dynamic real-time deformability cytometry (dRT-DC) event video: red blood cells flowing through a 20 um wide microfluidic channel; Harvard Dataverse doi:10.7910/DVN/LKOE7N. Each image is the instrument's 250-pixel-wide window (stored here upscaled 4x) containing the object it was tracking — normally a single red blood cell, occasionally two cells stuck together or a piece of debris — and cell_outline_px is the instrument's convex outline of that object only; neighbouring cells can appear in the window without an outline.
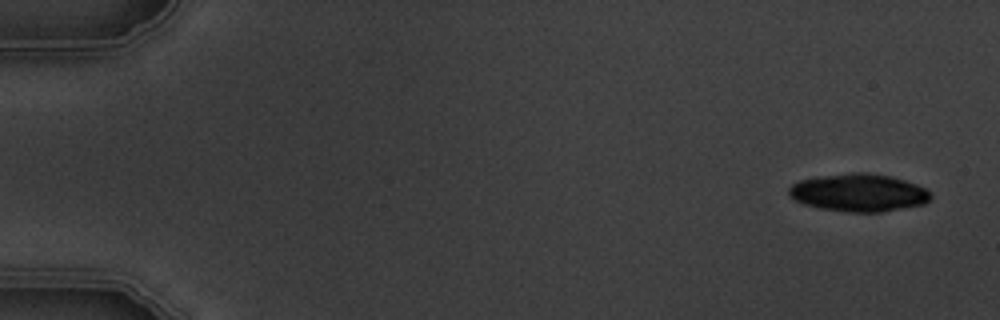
{"species": "common noctule bat (a hibernating species)", "species_latin": "Nyctalus noctula", "temperature_condition": "warm", "stored_images_in_passage": 4, "camera_frame_rate_fps": 3000, "um_per_image_px": 0.085, "animal": {"sex": "male", "body_mass_g": 19.5, "forearm_length_mm": 54.6}, "frame": {"image": 1, "passage_image": 1, "time_ms": 0.0, "image_size_px": [1000, 320], "cell_outline_px": [[932, 196], [924, 204], [880, 212], [848, 212], [820, 208], [804, 204], [796, 200], [788, 192], [788, 188], [792, 184], [800, 180], [816, 176], [852, 172], [868, 172], [888, 176], [904, 180], [916, 184], [924, 188]], "centroid_in_image_um": [72.96, 16.37], "position_along_channel_um": 12.0, "area_um2": 31.04}}